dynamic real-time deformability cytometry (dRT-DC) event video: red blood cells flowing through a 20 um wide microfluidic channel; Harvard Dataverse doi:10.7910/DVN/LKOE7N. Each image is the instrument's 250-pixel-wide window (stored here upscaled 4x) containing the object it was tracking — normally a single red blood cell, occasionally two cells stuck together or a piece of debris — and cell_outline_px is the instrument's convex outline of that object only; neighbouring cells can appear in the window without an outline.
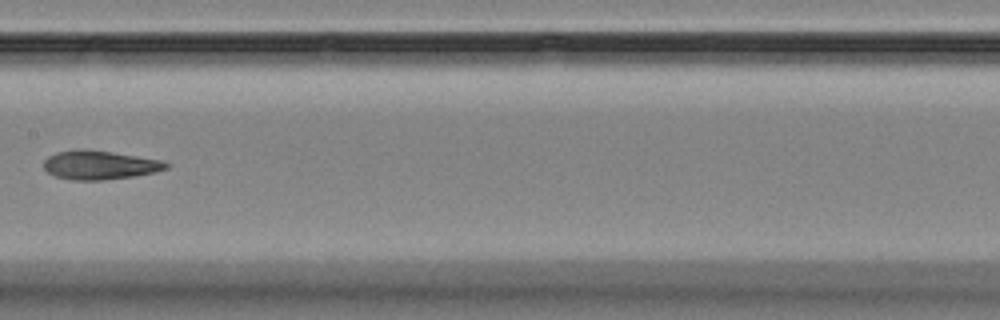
{"species": "Egyptian fruit bat (a non-hibernating species)", "species_latin": "Rousettus aegyptiacus", "temperature_condition": "room temperature", "stored_images_in_passage": 9, "camera_frame_rate_fps": 3000, "um_per_image_px": 0.085, "animal": {"sex": "female"}, "frame": {"image": 1, "passage_image": 7, "time_ms": 7.0, "image_size_px": [1000, 320], "cell_outline_px": [[172, 164], [168, 168], [156, 172], [132, 176], [104, 180], [72, 180], [56, 176], [48, 172], [44, 168], [44, 160], [48, 156], [56, 152], [76, 148], [84, 148], [112, 152], [164, 160]], "centroid_in_image_um": [8.5, 14.01], "position_along_channel_um": 198.9, "area_um2": 20.87}}
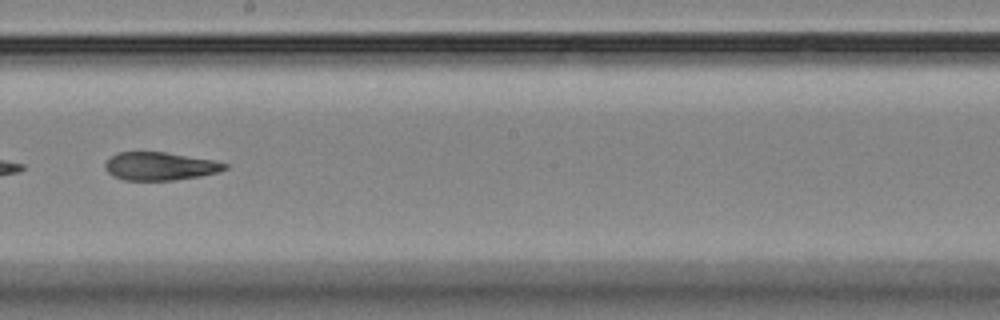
{"frame": {"image": 2, "passage_image": 8, "time_ms": 8.0, "image_size_px": [1000, 320], "cell_outline_px": [[228, 168], [216, 172], [200, 176], [172, 180], [124, 180], [112, 176], [104, 168], [104, 164], [116, 152], [164, 152], [212, 160], [228, 164]], "centroid_in_image_um": [13.55, 14.13], "position_along_channel_um": 234.6, "area_um2": 19.42}}
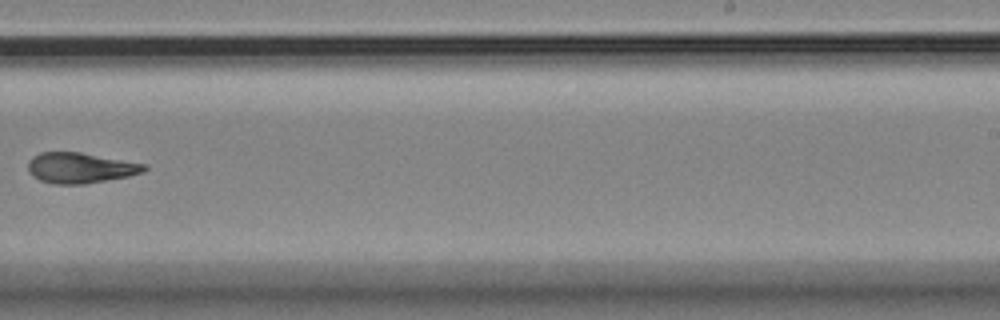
{"frame": {"image": 3, "passage_image": 9, "time_ms": 9.333, "image_size_px": [1000, 320], "cell_outline_px": [[148, 168], [144, 172], [128, 176], [84, 184], [52, 184], [40, 180], [32, 176], [28, 172], [28, 160], [32, 156], [40, 152], [80, 152], [148, 164]], "centroid_in_image_um": [6.82, 14.26], "position_along_channel_um": 282.2, "area_um2": 20.87}}